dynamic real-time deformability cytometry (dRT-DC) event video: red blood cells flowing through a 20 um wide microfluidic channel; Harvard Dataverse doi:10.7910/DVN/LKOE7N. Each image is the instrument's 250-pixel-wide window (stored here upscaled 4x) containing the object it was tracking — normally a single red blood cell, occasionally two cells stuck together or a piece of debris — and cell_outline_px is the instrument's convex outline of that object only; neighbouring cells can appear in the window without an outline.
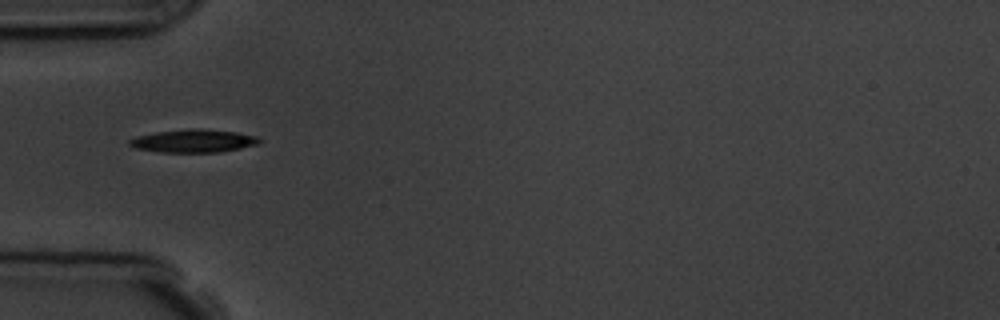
{"species": "common noctule bat (a hibernating species)", "species_latin": "Nyctalus noctula", "temperature_condition": "room temperature", "stored_images_in_passage": 2, "camera_frame_rate_fps": 3000, "um_per_image_px": 0.085, "animal": {"sex": "male", "body_mass_g": 19.5, "forearm_length_mm": 54.6}, "frame": {"image": 1, "passage_image": 1, "time_ms": 0.0, "image_size_px": [1000, 320], "cell_outline_px": [[264, 140], [260, 144], [220, 152], [160, 152], [136, 148], [128, 144], [128, 140], [136, 136], [156, 132], [236, 132], [260, 136]], "centroid_in_image_um": [16.5, 12.04], "position_along_channel_um": 68.5, "area_um2": 16.36}}